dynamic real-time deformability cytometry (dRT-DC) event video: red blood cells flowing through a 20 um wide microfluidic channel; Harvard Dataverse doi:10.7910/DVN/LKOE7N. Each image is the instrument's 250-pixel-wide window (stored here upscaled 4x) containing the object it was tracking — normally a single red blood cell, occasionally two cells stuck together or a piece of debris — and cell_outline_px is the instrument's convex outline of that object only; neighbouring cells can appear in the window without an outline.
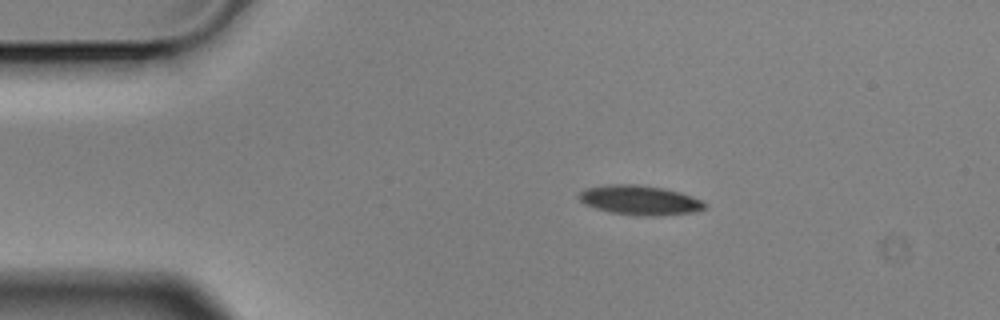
{"species": "Egyptian fruit bat (a non-hibernating species)", "species_latin": "Rousettus aegyptiacus", "temperature_condition": "cold", "stored_images_in_passage": 4, "camera_frame_rate_fps": 3000, "um_per_image_px": 0.085, "animal": {"sex": "male"}, "frame": {"image": 1, "passage_image": 2, "time_ms": 0.333, "image_size_px": [1000, 320], "cell_outline_px": [[704, 208], [692, 212], [652, 216], [644, 216], [612, 212], [596, 208], [584, 204], [576, 196], [584, 188], [608, 184], [636, 184], [664, 188], [680, 192], [692, 196], [700, 200], [704, 204]], "centroid_in_image_um": [54.31, 16.99], "position_along_channel_um": 30.7, "area_um2": 21.44}}
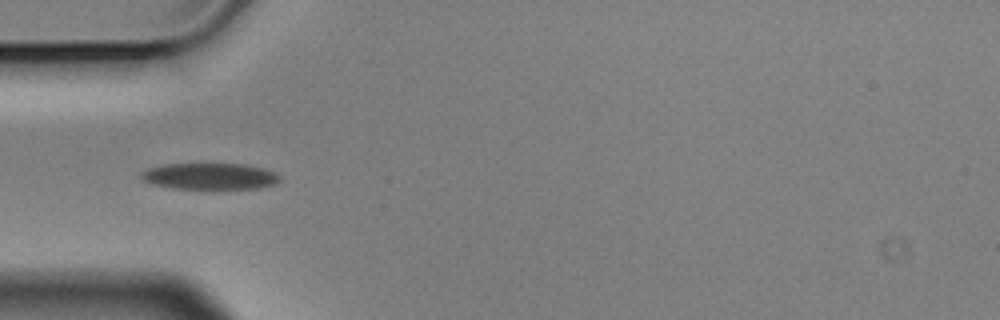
{"frame": {"image": 2, "passage_image": 4, "time_ms": 1.0, "image_size_px": [1000, 320], "cell_outline_px": [[280, 180], [276, 184], [260, 188], [172, 188], [152, 184], [140, 180], [140, 172], [148, 168], [164, 164], [244, 164], [264, 168], [276, 172], [280, 176]], "centroid_in_image_um": [17.83, 14.97], "position_along_channel_um": 67.2, "area_um2": 21.39}}